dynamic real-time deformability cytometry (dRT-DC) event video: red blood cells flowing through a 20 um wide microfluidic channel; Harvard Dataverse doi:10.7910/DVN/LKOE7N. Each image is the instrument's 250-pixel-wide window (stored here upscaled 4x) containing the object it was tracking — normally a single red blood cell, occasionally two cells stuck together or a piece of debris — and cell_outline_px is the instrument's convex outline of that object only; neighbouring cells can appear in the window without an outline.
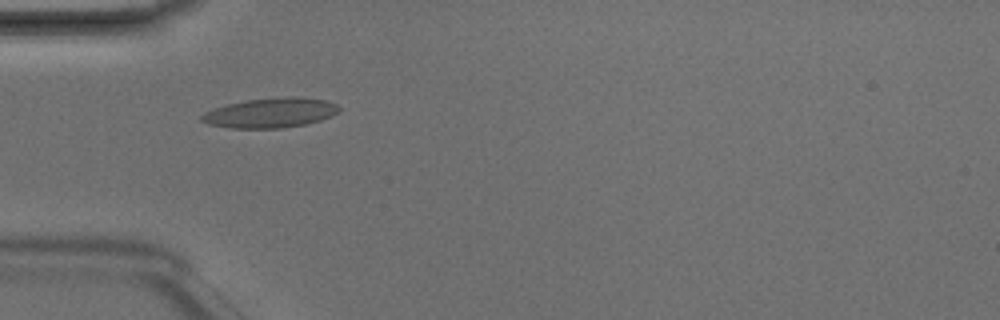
{"species": "Egyptian fruit bat (a non-hibernating species)", "species_latin": "Rousettus aegyptiacus", "temperature_condition": "room temperature", "stored_images_in_passage": 8, "camera_frame_rate_fps": 3000, "um_per_image_px": 0.085, "animal": {"sex": "male"}, "frame": {"image": 1, "passage_image": 4, "time_ms": 1.0, "image_size_px": [1000, 320], "cell_outline_px": [[340, 108], [332, 116], [320, 120], [304, 124], [280, 128], [232, 128], [208, 124], [200, 120], [200, 116], [204, 112], [228, 104], [248, 100], [328, 100], [336, 104]], "centroid_in_image_um": [22.91, 9.65], "position_along_channel_um": 62.1, "area_um2": 22.43}}
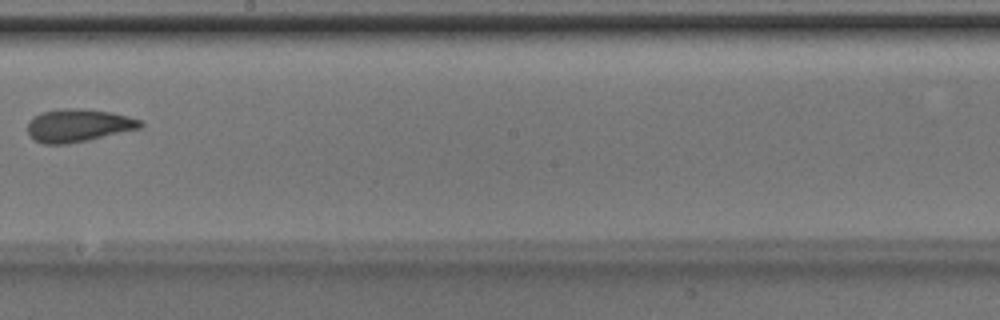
{"frame": {"image": 2, "passage_image": 8, "time_ms": 2.333, "image_size_px": [1000, 320], "cell_outline_px": [[144, 124], [140, 128], [88, 140], [68, 144], [44, 144], [36, 140], [28, 132], [28, 120], [32, 116], [40, 112], [60, 108], [80, 108], [112, 112], [144, 120]], "centroid_in_image_um": [6.66, 10.64], "position_along_channel_um": 241.5, "area_um2": 21.79}}